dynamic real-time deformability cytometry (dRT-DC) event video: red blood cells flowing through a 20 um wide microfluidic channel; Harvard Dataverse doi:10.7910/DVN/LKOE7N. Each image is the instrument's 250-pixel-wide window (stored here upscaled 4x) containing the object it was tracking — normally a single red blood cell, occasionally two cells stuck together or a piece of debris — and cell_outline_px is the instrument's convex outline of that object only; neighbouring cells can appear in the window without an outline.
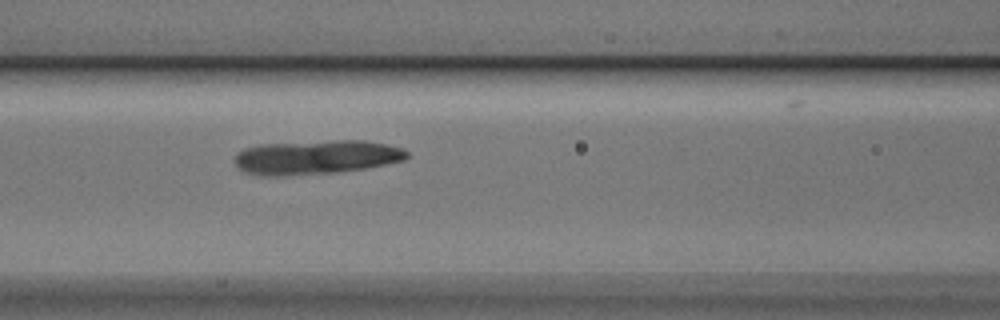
{"species": "Egyptian fruit bat (a non-hibernating species)", "species_latin": "Rousettus aegyptiacus", "temperature_condition": "cold", "stored_images_in_passage": 7, "segment_of_instrument_passage": [1, 2], "camera_frame_rate_fps": 3000, "um_per_image_px": 0.085, "animal": {"sex": "male"}, "frame": {"image": 1, "passage_image": 6, "time_ms": 1.667, "image_size_px": [1000, 320], "cell_outline_px": [[408, 156], [404, 160], [364, 168], [336, 172], [284, 176], [260, 176], [244, 172], [232, 160], [236, 152], [244, 148], [260, 144], [332, 140], [364, 140], [388, 144], [404, 148], [408, 152]], "centroid_in_image_um": [26.83, 13.35], "position_along_channel_um": 139.8, "area_um2": 34.62}}